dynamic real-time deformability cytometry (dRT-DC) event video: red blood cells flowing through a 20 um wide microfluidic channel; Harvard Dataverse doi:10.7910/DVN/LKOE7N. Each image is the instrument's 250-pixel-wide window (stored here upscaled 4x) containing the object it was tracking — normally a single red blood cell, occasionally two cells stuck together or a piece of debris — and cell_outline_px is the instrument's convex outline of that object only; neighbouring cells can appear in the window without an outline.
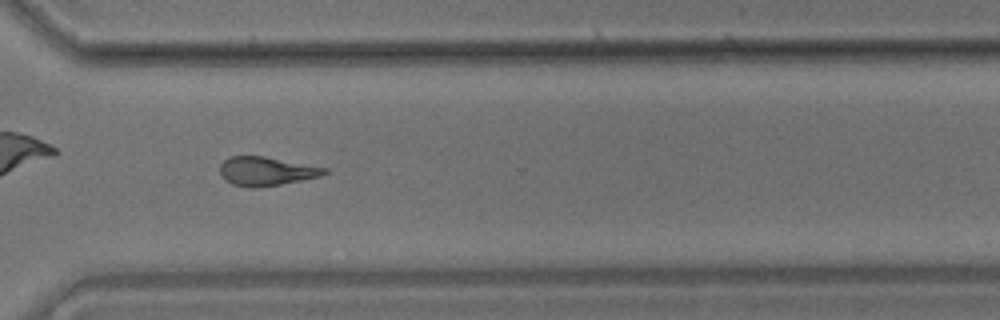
{"species": "common noctule bat (a hibernating species)", "species_latin": "Nyctalus noctula", "temperature_condition": "room temperature", "stored_images_in_passage": 55, "camera_frame_rate_fps": 3000, "um_per_image_px": 0.085, "animal": {"sex": "male", "body_mass_g": 17.9}, "frame": {"image": 1, "passage_image": 40, "time_ms": 13.0, "image_size_px": [1000, 320], "cell_outline_px": [[328, 172], [320, 176], [280, 184], [252, 188], [248, 188], [232, 184], [224, 180], [220, 172], [220, 164], [228, 156], [264, 156], [328, 168]], "centroid_in_image_um": [22.6, 14.55], "position_along_channel_um": 348.0, "area_um2": 17.51}}
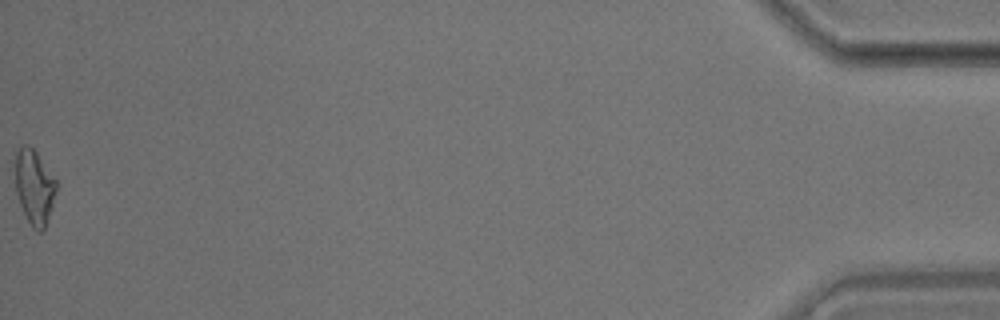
{"frame": {"image": 2, "passage_image": 55, "time_ms": 18.0, "image_size_px": [1000, 320], "cell_outline_px": [[60, 184], [52, 208], [44, 228], [40, 232], [32, 228], [20, 204], [16, 192], [16, 152], [24, 144], [28, 144], [36, 152]], "centroid_in_image_um": [2.97, 15.89], "position_along_channel_um": 432.2, "area_um2": 17.92}, "authors_computed_cell_mechanics": {"area_um2": 18.0914, "velocity_mm_per_s": 3.6515, "shape_relaxation_time_tau1_ms": null, "shape_relaxation_time_tau2_ms": 5.3869, "deformation_change_tau1": null, "deformation_change_tau2": 0.1623}}